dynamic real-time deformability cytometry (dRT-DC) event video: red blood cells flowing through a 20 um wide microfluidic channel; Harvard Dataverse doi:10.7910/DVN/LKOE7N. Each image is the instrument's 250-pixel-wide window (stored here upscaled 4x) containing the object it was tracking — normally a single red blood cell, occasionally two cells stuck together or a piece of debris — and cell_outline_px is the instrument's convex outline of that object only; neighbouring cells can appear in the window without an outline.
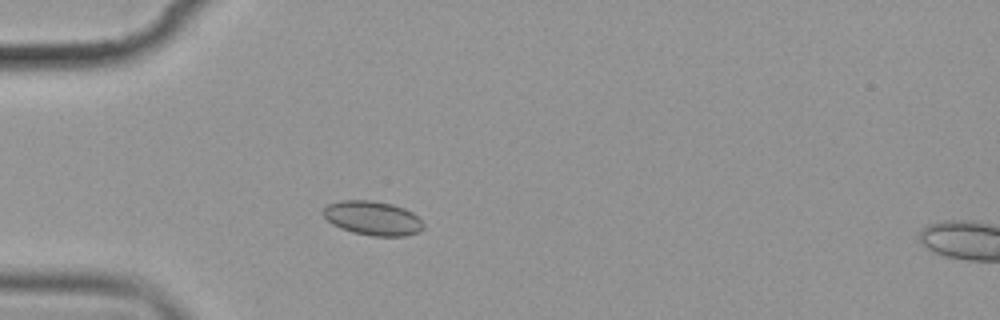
{"species": "common noctule bat (a hibernating species)", "species_latin": "Nyctalus noctula", "temperature_condition": "cold", "stored_images_in_passage": 4, "camera_frame_rate_fps": 3000, "um_per_image_px": 0.085, "animal": {"sex": "female", "body_mass_g": 19.9}, "frame": {"image": 1, "passage_image": 3, "time_ms": 2.333, "image_size_px": [1000, 320], "cell_outline_px": [[424, 228], [420, 232], [404, 236], [372, 236], [352, 232], [340, 228], [332, 224], [320, 212], [328, 204], [340, 200], [372, 200], [392, 204], [404, 208], [412, 212], [424, 224]], "centroid_in_image_um": [31.67, 18.54], "position_along_channel_um": 53.3, "area_um2": 20.11}}